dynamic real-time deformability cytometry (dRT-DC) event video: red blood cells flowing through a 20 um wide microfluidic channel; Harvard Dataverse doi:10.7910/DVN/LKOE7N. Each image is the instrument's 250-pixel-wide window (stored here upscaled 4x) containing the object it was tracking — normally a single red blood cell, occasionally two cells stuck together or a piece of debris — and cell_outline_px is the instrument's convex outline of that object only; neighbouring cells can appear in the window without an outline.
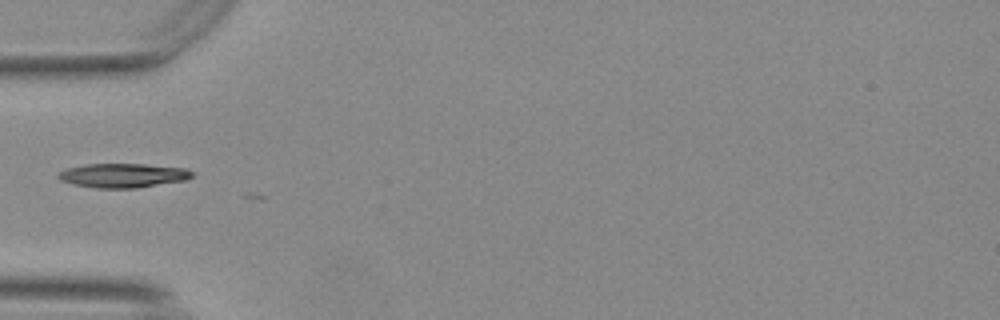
{"species": "Egyptian fruit bat (a non-hibernating species)", "species_latin": "Rousettus aegyptiacus", "temperature_condition": "warm", "stored_images_in_passage": 5, "camera_frame_rate_fps": 3000, "um_per_image_px": 0.085, "animal": {"sex": "female"}, "frame": {"image": 1, "passage_image": 1, "time_ms": 0.0, "image_size_px": [1000, 320], "cell_outline_px": [[196, 176], [184, 180], [136, 188], [96, 188], [76, 184], [60, 180], [56, 176], [60, 172], [68, 168], [84, 164], [144, 164], [184, 168], [196, 172]], "centroid_in_image_um": [10.5, 14.91], "position_along_channel_um": 74.5, "area_um2": 18.79}}
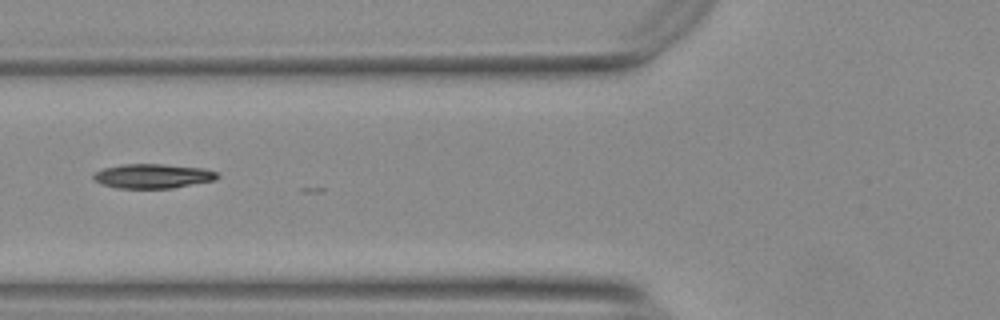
{"frame": {"image": 2, "passage_image": 4, "time_ms": 1.0, "image_size_px": [1000, 320], "cell_outline_px": [[220, 176], [216, 180], [172, 188], [116, 188], [104, 184], [96, 180], [92, 176], [92, 172], [104, 168], [124, 164], [164, 164], [204, 168], [220, 172]], "centroid_in_image_um": [13.04, 14.96], "position_along_channel_um": 112.8, "area_um2": 17.74}}